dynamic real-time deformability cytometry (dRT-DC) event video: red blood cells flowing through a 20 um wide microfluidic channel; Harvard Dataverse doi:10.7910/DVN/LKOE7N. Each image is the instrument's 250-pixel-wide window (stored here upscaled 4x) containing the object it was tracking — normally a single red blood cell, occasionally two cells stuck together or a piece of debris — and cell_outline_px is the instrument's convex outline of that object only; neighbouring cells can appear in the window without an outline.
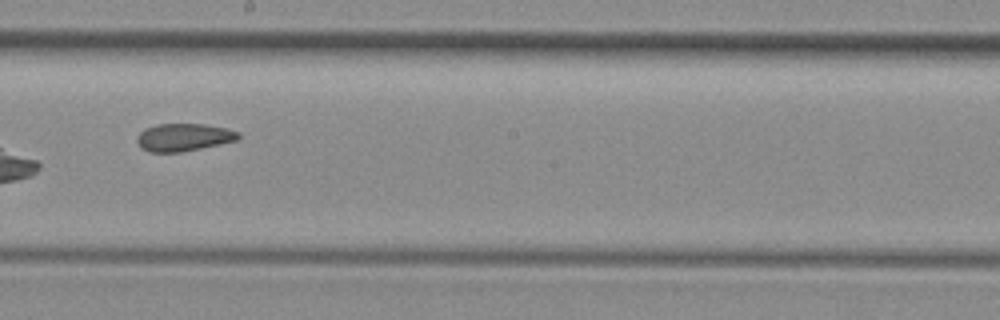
{"species": "common noctule bat (a hibernating species)", "species_latin": "Nyctalus noctula", "temperature_condition": "room temperature", "stored_images_in_passage": 9, "camera_frame_rate_fps": 3000, "um_per_image_px": 0.085, "animal": {"sex": "female", "body_mass_g": 29.2, "forearm_length_mm": 56.3}, "frame": {"image": 1, "passage_image": 8, "time_ms": 2.333, "image_size_px": [1000, 320], "cell_outline_px": [[240, 136], [236, 140], [200, 148], [180, 152], [148, 152], [136, 140], [136, 136], [144, 128], [156, 124], [204, 124], [228, 128], [240, 132]], "centroid_in_image_um": [15.61, 11.65], "position_along_channel_um": 232.6, "area_um2": 16.24}}
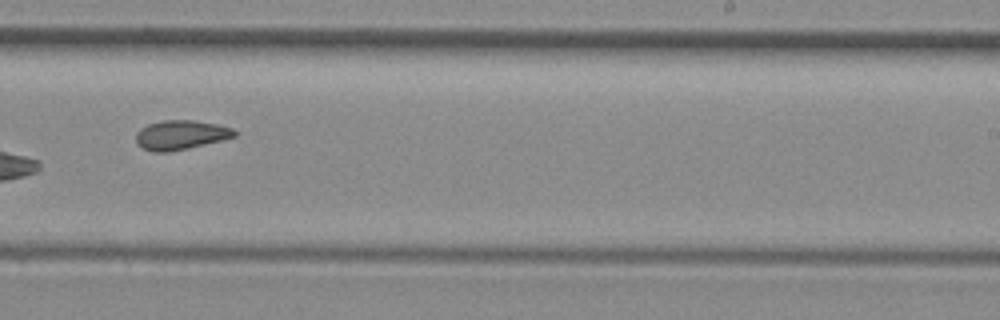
{"frame": {"image": 2, "passage_image": 9, "time_ms": 2.667, "image_size_px": [1000, 320], "cell_outline_px": [[236, 136], [220, 140], [168, 152], [152, 152], [136, 144], [136, 132], [140, 128], [148, 124], [164, 120], [192, 120], [216, 124], [232, 128], [236, 132]], "centroid_in_image_um": [15.31, 11.46], "position_along_channel_um": 273.7, "area_um2": 16.59}}